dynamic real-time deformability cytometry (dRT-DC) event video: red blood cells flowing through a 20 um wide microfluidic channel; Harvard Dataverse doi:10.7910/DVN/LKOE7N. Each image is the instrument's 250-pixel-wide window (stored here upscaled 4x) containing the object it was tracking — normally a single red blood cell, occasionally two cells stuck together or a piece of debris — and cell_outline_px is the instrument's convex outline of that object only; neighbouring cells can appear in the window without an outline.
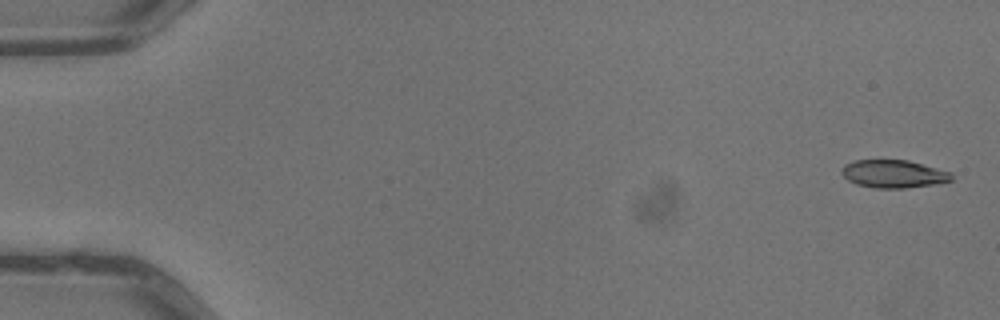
{"species": "common noctule bat (a hibernating species)", "species_latin": "Nyctalus noctula", "temperature_condition": "warm", "stored_images_in_passage": 4, "camera_frame_rate_fps": 3000, "um_per_image_px": 0.085, "animal": {"sex": "male", "body_mass_g": 13.3}, "frame": {"image": 1, "passage_image": 1, "time_ms": 0.0, "image_size_px": [1000, 320], "cell_outline_px": [[952, 180], [936, 184], [904, 188], [876, 188], [856, 184], [848, 180], [840, 172], [844, 164], [856, 160], [908, 160], [952, 172]], "centroid_in_image_um": [75.95, 14.78], "position_along_channel_um": 9.0, "area_um2": 17.86}}
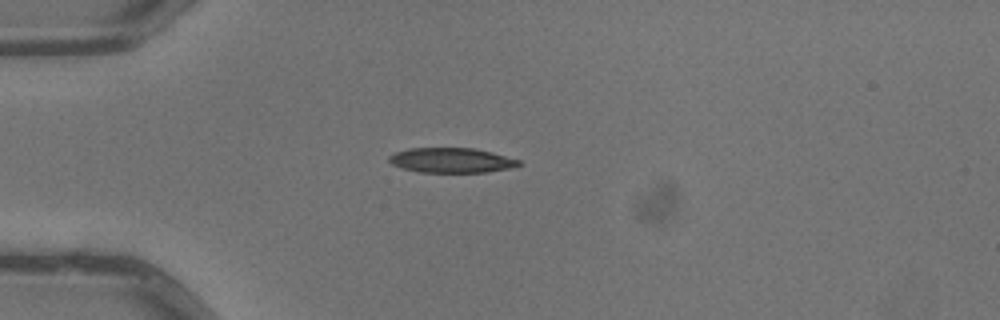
{"frame": {"image": 2, "passage_image": 4, "time_ms": 1.0, "image_size_px": [1000, 320], "cell_outline_px": [[520, 164], [508, 168], [488, 172], [416, 172], [392, 164], [388, 160], [388, 156], [396, 152], [408, 148], [476, 148], [492, 152], [520, 160]], "centroid_in_image_um": [38.35, 13.62], "position_along_channel_um": 46.7, "area_um2": 18.73}}